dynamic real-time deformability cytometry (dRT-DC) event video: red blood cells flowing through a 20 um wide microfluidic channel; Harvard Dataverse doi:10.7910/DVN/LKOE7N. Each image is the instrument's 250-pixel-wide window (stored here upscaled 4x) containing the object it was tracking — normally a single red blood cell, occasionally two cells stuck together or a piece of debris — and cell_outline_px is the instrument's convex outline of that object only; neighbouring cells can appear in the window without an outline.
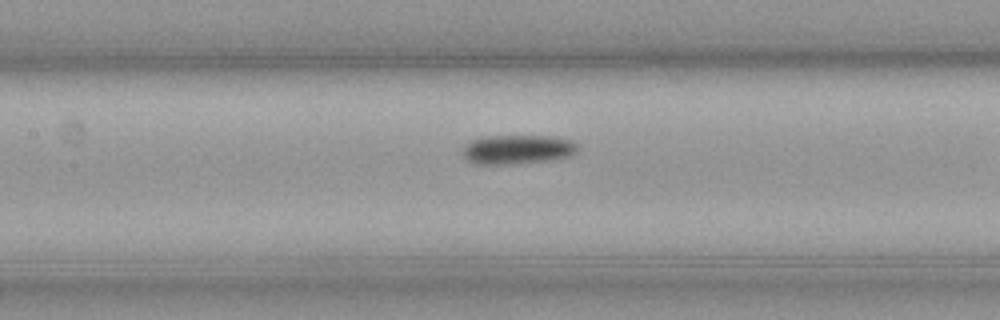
{"species": "common noctule bat (a hibernating species)", "species_latin": "Nyctalus noctula", "temperature_condition": "cold", "stored_images_in_passage": 29, "camera_frame_rate_fps": 3000, "um_per_image_px": 0.085, "animal": {"sex": "male", "body_mass_g": 23.1, "forearm_length_mm": 52.7}, "frame": {"image": 1, "passage_image": 19, "time_ms": 6.0, "image_size_px": [1000, 320], "cell_outline_px": [[580, 148], [572, 156], [552, 160], [500, 164], [476, 164], [468, 160], [460, 152], [472, 140], [484, 136], [548, 136], [572, 140]], "centroid_in_image_um": [44.02, 12.7], "position_along_channel_um": 163.4, "area_um2": 19.54}}
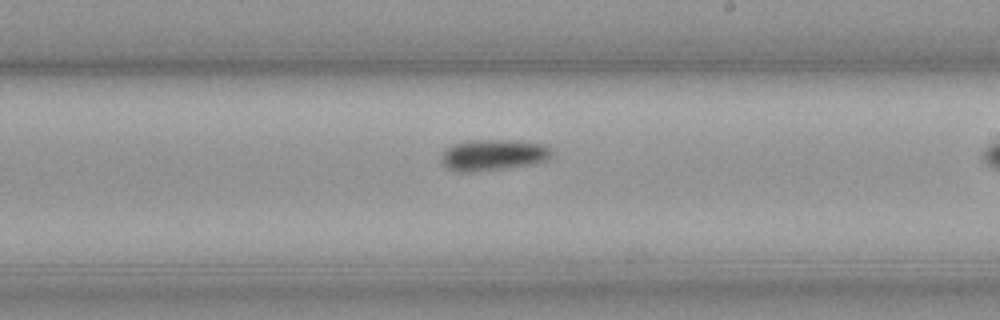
{"frame": {"image": 2, "passage_image": 26, "time_ms": 8.333, "image_size_px": [1000, 320], "cell_outline_px": [[552, 152], [544, 160], [528, 164], [500, 168], [468, 172], [464, 172], [448, 168], [444, 164], [444, 152], [452, 144], [472, 140], [504, 140], [544, 144]], "centroid_in_image_um": [41.9, 13.15], "position_along_channel_um": 247.1, "area_um2": 19.02}}
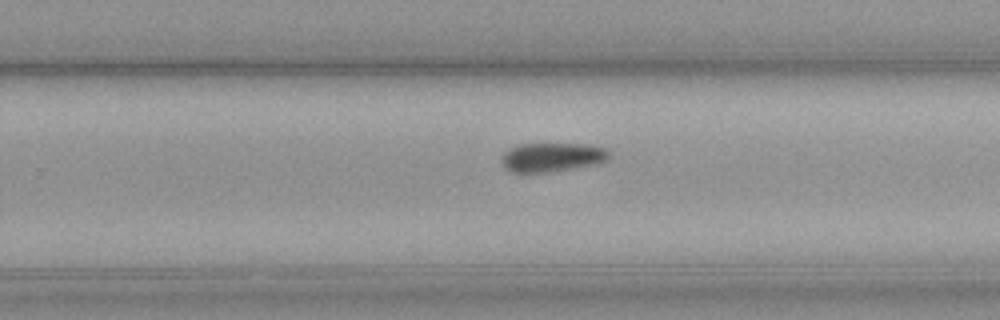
{"frame": {"image": 3, "passage_image": 29, "time_ms": 9.333, "image_size_px": [1000, 320], "cell_outline_px": [[612, 156], [608, 160], [596, 164], [544, 172], [512, 172], [500, 160], [500, 156], [508, 148], [520, 144], [588, 144], [604, 148], [612, 152]], "centroid_in_image_um": [46.95, 13.34], "position_along_channel_um": 282.8, "area_um2": 18.15}}